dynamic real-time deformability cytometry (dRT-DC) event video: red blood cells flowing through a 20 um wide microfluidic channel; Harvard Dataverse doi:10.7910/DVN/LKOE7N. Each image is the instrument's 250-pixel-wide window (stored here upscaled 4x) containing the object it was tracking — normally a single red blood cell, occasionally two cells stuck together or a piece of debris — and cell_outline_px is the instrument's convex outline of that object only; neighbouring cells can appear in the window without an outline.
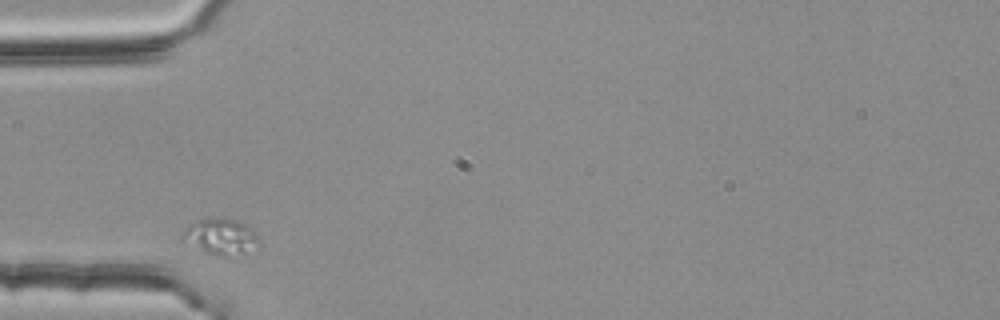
{"species": "common noctule bat (a hibernating species)", "species_latin": "Nyctalus noctula", "temperature_condition": "room temperature", "stored_images_in_passage": 6, "camera_frame_rate_fps": 3000, "um_per_image_px": 0.085, "animal": {"sex": "female", "body_mass_g": 25.1}, "frame": {"image": 1, "passage_image": 4, "time_ms": 1.0, "image_size_px": [1000, 320], "cell_outline_px": [[260, 244], [244, 252], [224, 256], [216, 256], [204, 252], [180, 240], [180, 236], [184, 228], [188, 224], [212, 216], [236, 220], [248, 224], [252, 228], [260, 240]], "centroid_in_image_um": [18.71, 20.08], "position_along_channel_um": 66.3, "area_um2": 16.36}}